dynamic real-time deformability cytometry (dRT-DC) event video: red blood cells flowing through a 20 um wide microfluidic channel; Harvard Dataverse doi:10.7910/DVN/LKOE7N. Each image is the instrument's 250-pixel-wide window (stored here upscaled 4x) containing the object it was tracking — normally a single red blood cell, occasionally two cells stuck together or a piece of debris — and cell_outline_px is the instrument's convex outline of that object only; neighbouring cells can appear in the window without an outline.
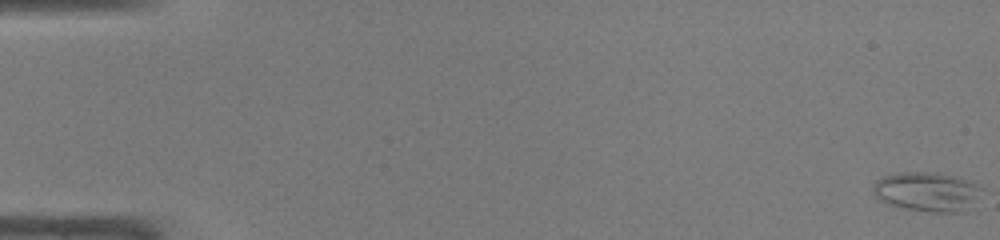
{"species": "common noctule bat (a hibernating species)", "species_latin": "Nyctalus noctula", "temperature_condition": "warm", "stored_images_in_passage": 49, "camera_frame_rate_fps": 3000, "um_per_image_px": 0.085, "animal": {"sex": "male", "body_mass_g": 19.0, "forearm_length_mm": 50.8}, "frame": {"image": 1, "passage_image": 1, "time_ms": 0.0, "image_size_px": [1000, 240], "cell_outline_px": [[980, 188], [956, 212], [932, 212], [908, 208], [888, 204], [880, 200], [876, 196], [872, 188], [876, 180], [884, 176], [900, 172], [924, 172], [952, 176], [964, 180]], "centroid_in_image_um": [78.57, 16.26], "position_along_channel_um": 6.4, "area_um2": 23.12}}
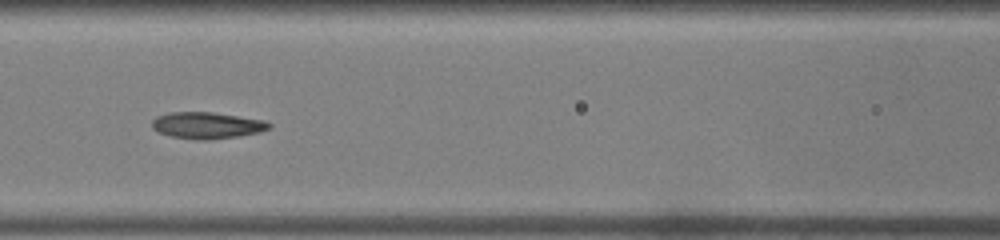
{"frame": {"image": 2, "passage_image": 23, "time_ms": 7.333, "image_size_px": [1000, 240], "cell_outline_px": [[272, 128], [260, 132], [240, 136], [204, 140], [196, 140], [172, 136], [160, 132], [152, 128], [152, 120], [156, 116], [168, 112], [212, 112], [264, 120], [272, 124]], "centroid_in_image_um": [17.61, 10.65], "position_along_channel_um": 149.0, "area_um2": 18.15}}
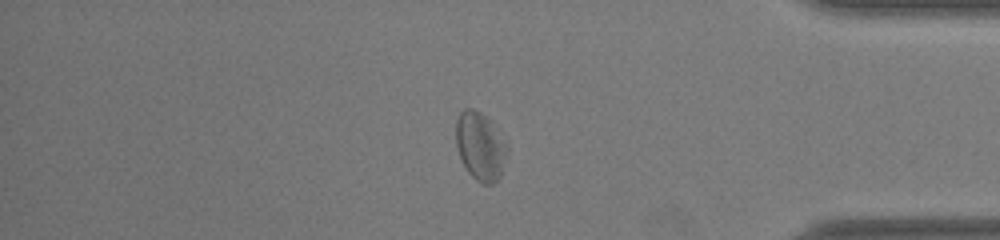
{"frame": {"image": 3, "passage_image": 42, "time_ms": 13.667, "image_size_px": [1000, 240], "cell_outline_px": [[508, 152], [500, 176], [492, 184], [484, 184], [476, 180], [468, 172], [460, 156], [456, 144], [456, 120], [460, 112], [464, 108], [472, 108], [480, 112], [488, 120], [508, 144]], "centroid_in_image_um": [40.82, 12.43], "position_along_channel_um": 394.4, "area_um2": 20.11}, "authors_computed_cell_mechanics": {"area_um2": 19.363, "velocity_mm_per_s": 4.237, "shape_relaxation_time_tau1_ms": null, "shape_relaxation_time_tau2_ms": 1.759, "deformation_change_tau1": null, "deformation_change_tau2": 0.0746}}